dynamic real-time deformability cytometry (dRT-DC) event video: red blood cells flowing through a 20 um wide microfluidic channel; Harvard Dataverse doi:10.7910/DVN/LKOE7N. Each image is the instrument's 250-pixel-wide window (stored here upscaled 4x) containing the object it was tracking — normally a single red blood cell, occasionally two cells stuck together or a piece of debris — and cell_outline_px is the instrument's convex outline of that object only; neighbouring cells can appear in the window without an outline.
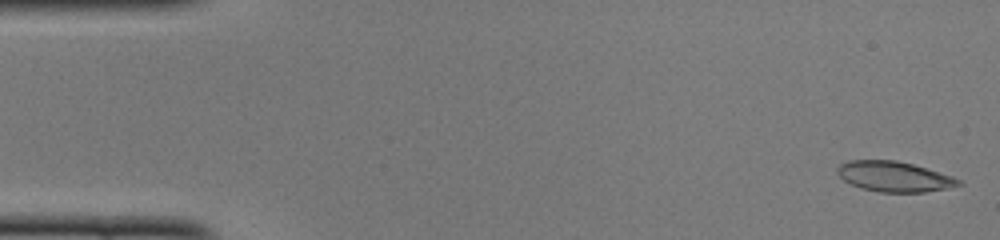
{"species": "common noctule bat (a hibernating species)", "species_latin": "Nyctalus noctula", "temperature_condition": "cold", "stored_images_in_passage": 48, "camera_frame_rate_fps": 3000, "um_per_image_px": 0.085, "animal": {"sex": "female", "body_mass_g": 22.0, "forearm_length_mm": 56.7}, "frame": {"image": 1, "passage_image": 1, "time_ms": 0.0, "image_size_px": [1000, 240], "cell_outline_px": [[964, 184], [948, 188], [924, 192], [880, 192], [860, 188], [844, 180], [836, 172], [836, 168], [840, 164], [848, 160], [896, 160], [912, 164], [952, 176], [960, 180]], "centroid_in_image_um": [75.99, 15.01], "position_along_channel_um": 9.0, "area_um2": 21.33}}
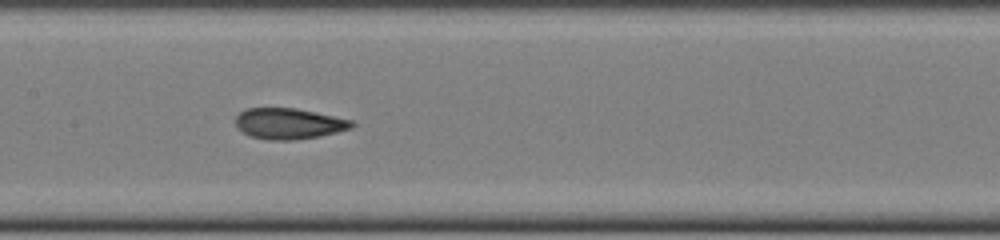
{"frame": {"image": 2, "passage_image": 23, "time_ms": 7.333, "image_size_px": [1000, 240], "cell_outline_px": [[356, 124], [352, 128], [320, 136], [292, 140], [272, 140], [252, 136], [244, 132], [236, 124], [236, 116], [240, 112], [248, 108], [296, 108], [316, 112], [352, 120]], "centroid_in_image_um": [24.59, 10.5], "position_along_channel_um": 182.8, "area_um2": 20.69}}
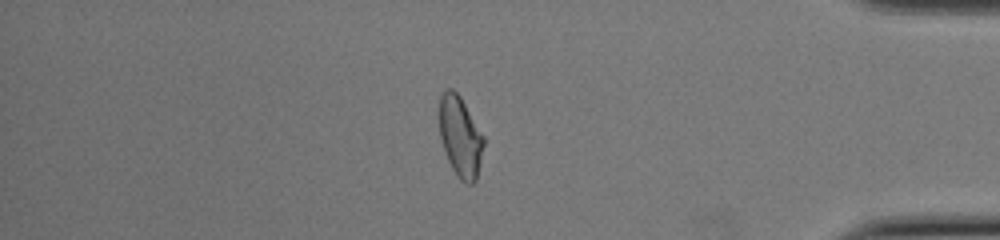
{"frame": {"image": 3, "passage_image": 41, "time_ms": 13.333, "image_size_px": [1000, 240], "cell_outline_px": [[484, 144], [476, 180], [472, 184], [468, 184], [460, 180], [456, 176], [448, 160], [440, 136], [440, 96], [448, 88], [452, 88], [460, 96], [484, 136]], "centroid_in_image_um": [39.13, 11.63], "position_along_channel_um": 396.1, "area_um2": 20.58}, "authors_computed_cell_mechanics": {"area_um2": 21.3282, "velocity_mm_per_s": 4.1024, "shape_relaxation_time_tau1_ms": 9.0755, "shape_relaxation_time_tau2_ms": 1.5389, "deformation_change_tau1": 0.255, "deformation_change_tau2": 0.0636}}